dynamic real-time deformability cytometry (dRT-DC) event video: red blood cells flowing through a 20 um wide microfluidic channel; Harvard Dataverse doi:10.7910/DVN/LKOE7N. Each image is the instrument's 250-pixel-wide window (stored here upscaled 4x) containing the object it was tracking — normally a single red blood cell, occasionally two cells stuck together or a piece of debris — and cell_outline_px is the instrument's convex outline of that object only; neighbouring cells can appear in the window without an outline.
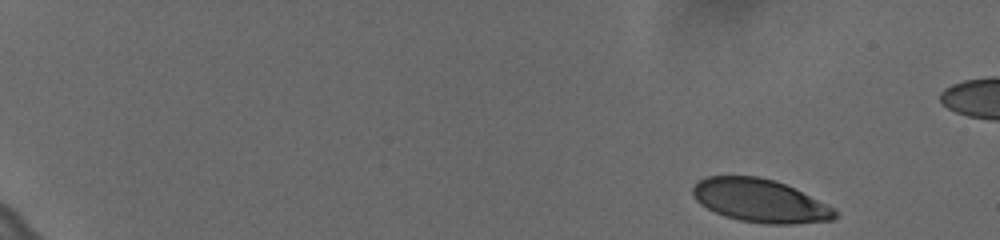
{"species": "human", "species_latin": "Homo sapiens", "temperature_condition": "cold", "stored_images_in_passage": 14, "camera_frame_rate_fps": 3000, "um_per_image_px": 0.085, "donor": {"sex": "female"}, "frame": {"image": 1, "passage_image": 1, "time_ms": 0.0, "image_size_px": [1000, 240], "cell_outline_px": [[836, 216], [832, 220], [792, 224], [764, 224], [740, 220], [724, 216], [700, 204], [696, 200], [692, 192], [692, 188], [700, 180], [708, 176], [756, 176], [772, 180], [784, 184], [832, 208], [836, 212]], "centroid_in_image_um": [64.54, 17.07], "position_along_channel_um": 20.5, "area_um2": 35.03}}
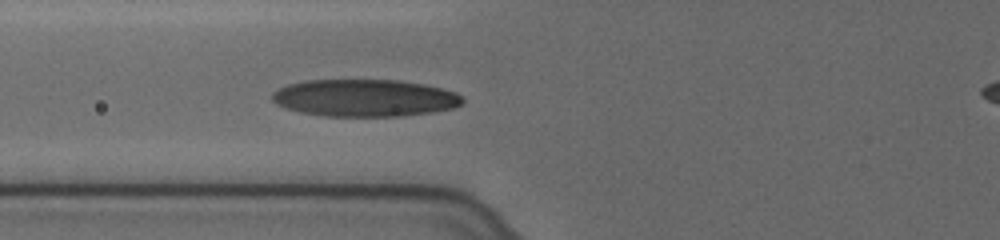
{"frame": {"image": 2, "passage_image": 14, "time_ms": 4.333, "image_size_px": [1000, 240], "cell_outline_px": [[464, 104], [456, 108], [432, 112], [400, 116], [328, 116], [300, 112], [276, 104], [272, 100], [272, 92], [288, 84], [308, 80], [396, 80], [424, 84], [456, 92], [464, 100]], "centroid_in_image_um": [31.03, 8.33], "position_along_channel_um": 94.8, "area_um2": 41.27}}